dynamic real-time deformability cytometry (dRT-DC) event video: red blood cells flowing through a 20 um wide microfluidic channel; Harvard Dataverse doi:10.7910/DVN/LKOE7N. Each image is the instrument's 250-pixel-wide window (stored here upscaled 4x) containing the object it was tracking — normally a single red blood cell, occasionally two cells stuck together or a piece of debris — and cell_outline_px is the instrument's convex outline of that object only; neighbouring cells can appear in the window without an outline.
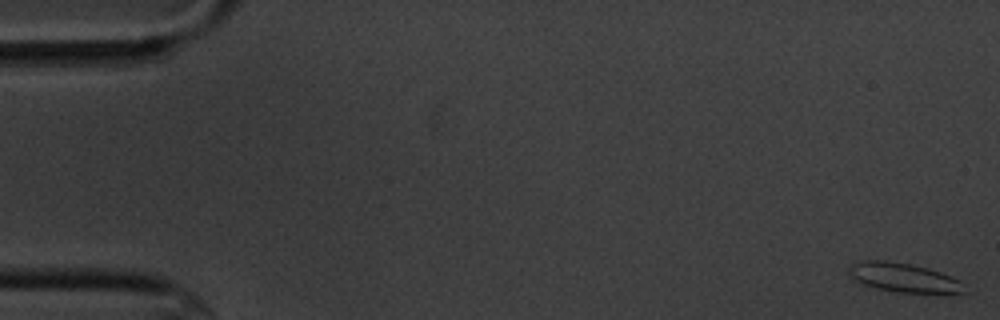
{"species": "common noctule bat (a hibernating species)", "species_latin": "Nyctalus noctula", "temperature_condition": "cold", "stored_images_in_passage": 6, "camera_frame_rate_fps": 3000, "um_per_image_px": 0.085, "animal": {"sex": "male", "body_mass_g": 20.1, "forearm_length_mm": 53.5}, "frame": {"image": 1, "passage_image": 1, "time_ms": 0.0, "image_size_px": [1000, 320], "cell_outline_px": [[964, 292], [900, 292], [876, 288], [856, 284], [848, 272], [848, 268], [852, 264], [860, 260], [884, 260], [908, 264], [928, 268], [940, 272], [960, 280]], "centroid_in_image_um": [76.67, 23.58], "position_along_channel_um": 8.3, "area_um2": 19.36}}
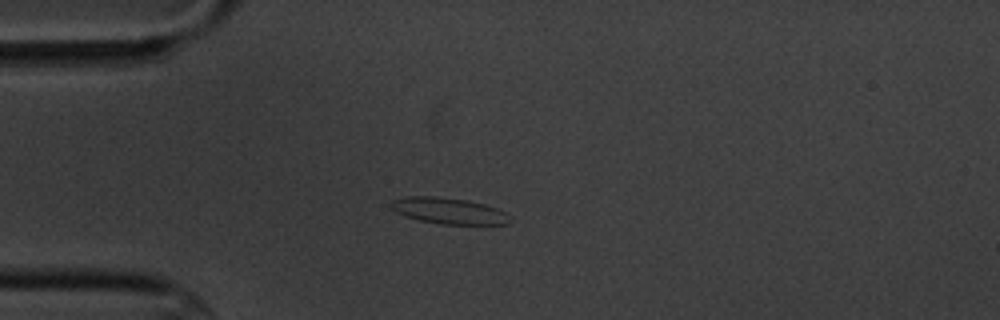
{"frame": {"image": 2, "passage_image": 5, "time_ms": 4.667, "image_size_px": [1000, 320], "cell_outline_px": [[512, 220], [508, 224], [440, 224], [420, 220], [404, 216], [396, 212], [388, 204], [392, 200], [408, 196], [436, 196], [464, 200], [484, 204], [496, 208], [504, 212]], "centroid_in_image_um": [38.1, 17.92], "position_along_channel_um": 46.9, "area_um2": 18.03}}
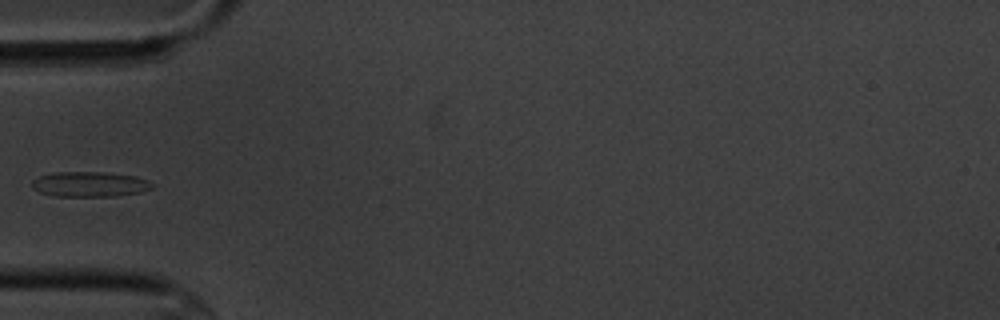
{"frame": {"image": 3, "passage_image": 6, "time_ms": 6.0, "image_size_px": [1000, 320], "cell_outline_px": [[152, 188], [140, 192], [116, 196], [52, 196], [40, 192], [32, 188], [32, 180], [40, 176], [56, 172], [108, 172], [136, 176], [148, 180], [152, 184]], "centroid_in_image_um": [7.62, 15.66], "position_along_channel_um": 77.4, "area_um2": 17.63}}